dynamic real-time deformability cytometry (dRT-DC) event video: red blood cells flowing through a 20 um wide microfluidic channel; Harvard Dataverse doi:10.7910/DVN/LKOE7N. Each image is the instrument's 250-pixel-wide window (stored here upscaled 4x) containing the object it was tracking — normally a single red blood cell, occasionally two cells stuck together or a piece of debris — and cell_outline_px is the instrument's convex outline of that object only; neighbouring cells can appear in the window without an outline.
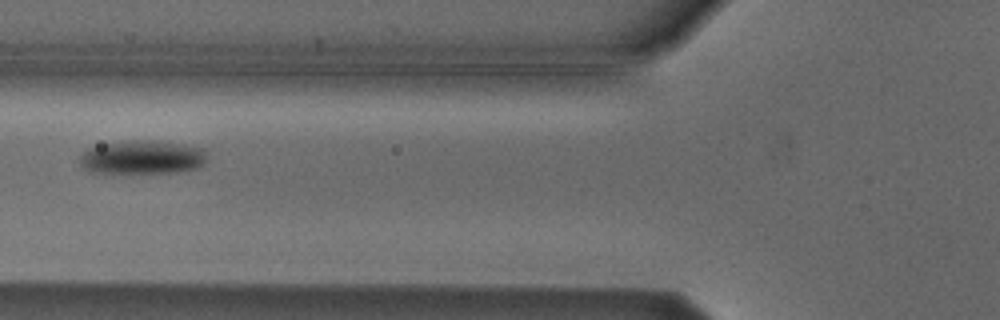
{"species": "Egyptian fruit bat (a non-hibernating species)", "species_latin": "Rousettus aegyptiacus", "temperature_condition": "cold", "stored_images_in_passage": 3, "camera_frame_rate_fps": 3000, "um_per_image_px": 0.085, "animal": {"sex": "male"}, "frame": {"image": 1, "passage_image": 2, "time_ms": 1.333, "image_size_px": [1000, 320], "cell_outline_px": [[208, 152], [204, 164], [196, 168], [176, 172], [92, 172], [84, 168], [80, 164], [80, 156], [88, 148], [104, 144], [132, 140], [152, 140], [184, 144], [204, 148]], "centroid_in_image_um": [12.14, 13.35], "position_along_channel_um": 113.7, "area_um2": 24.85}}
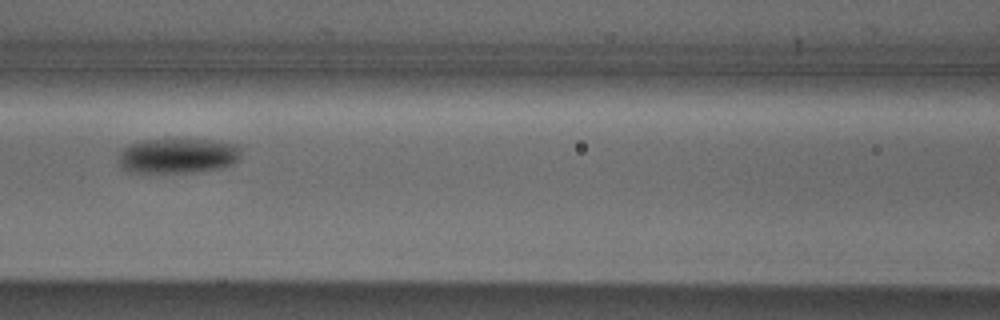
{"frame": {"image": 2, "passage_image": 3, "time_ms": 2.333, "image_size_px": [1000, 320], "cell_outline_px": [[240, 160], [236, 164], [220, 168], [192, 172], [132, 172], [124, 168], [116, 160], [116, 156], [120, 148], [128, 144], [144, 140], [208, 140], [240, 144]], "centroid_in_image_um": [15.11, 13.24], "position_along_channel_um": 151.5, "area_um2": 25.32}}